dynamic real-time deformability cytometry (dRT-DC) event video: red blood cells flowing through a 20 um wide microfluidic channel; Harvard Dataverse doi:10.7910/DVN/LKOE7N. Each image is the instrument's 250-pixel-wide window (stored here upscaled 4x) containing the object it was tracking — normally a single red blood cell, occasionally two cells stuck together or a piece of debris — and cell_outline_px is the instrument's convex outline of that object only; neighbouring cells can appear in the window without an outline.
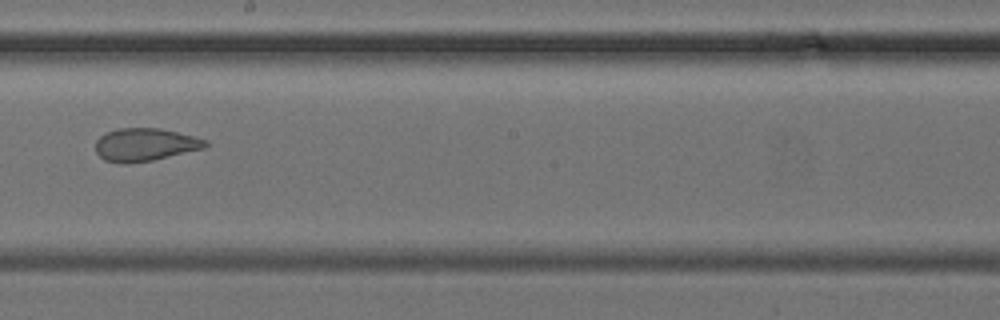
{"species": "common noctule bat (a hibernating species)", "species_latin": "Nyctalus noctula", "temperature_condition": "cold", "stored_images_in_passage": 6, "camera_frame_rate_fps": 3000, "um_per_image_px": 0.085, "animal": {"sex": "female", "body_mass_g": 24.6, "forearm_length_mm": 56.2}, "frame": {"image": 1, "passage_image": 6, "time_ms": 7.333, "image_size_px": [1000, 320], "cell_outline_px": [[208, 144], [204, 148], [152, 160], [128, 164], [120, 164], [104, 160], [96, 152], [96, 140], [100, 136], [116, 128], [160, 128], [208, 140]], "centroid_in_image_um": [12.29, 12.3], "position_along_channel_um": 235.9, "area_um2": 20.98}}